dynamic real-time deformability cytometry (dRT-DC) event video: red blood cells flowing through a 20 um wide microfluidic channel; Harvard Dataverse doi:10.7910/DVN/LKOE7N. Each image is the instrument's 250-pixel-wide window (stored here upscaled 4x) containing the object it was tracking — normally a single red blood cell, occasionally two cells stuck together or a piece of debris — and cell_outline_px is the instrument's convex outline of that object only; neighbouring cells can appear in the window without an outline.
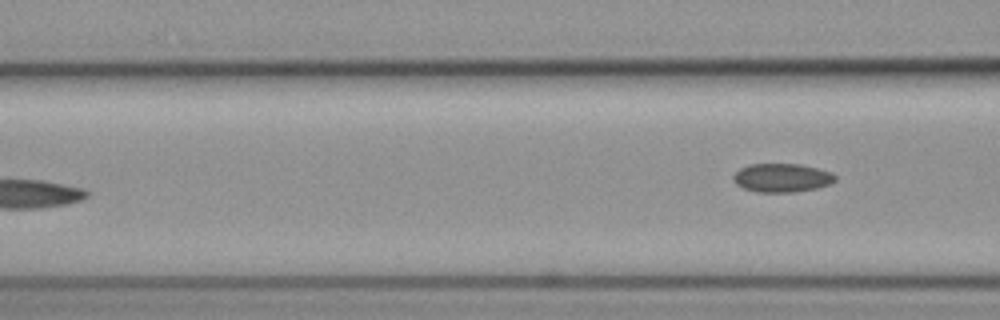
{"species": "common noctule bat (a hibernating species)", "species_latin": "Nyctalus noctula", "temperature_condition": "cold", "stored_images_in_passage": 7, "camera_frame_rate_fps": 3000, "um_per_image_px": 0.085, "animal": {"sex": "female", "body_mass_g": 19.3, "forearm_length_mm": 54.1}, "frame": {"image": 1, "passage_image": 7, "time_ms": 2.0, "image_size_px": [1000, 320], "cell_outline_px": [[836, 180], [828, 184], [816, 188], [792, 192], [756, 192], [744, 188], [736, 184], [732, 180], [732, 176], [740, 168], [748, 164], [800, 164], [832, 172], [836, 176]], "centroid_in_image_um": [66.43, 15.11], "position_along_channel_um": 100.2, "area_um2": 16.99}}